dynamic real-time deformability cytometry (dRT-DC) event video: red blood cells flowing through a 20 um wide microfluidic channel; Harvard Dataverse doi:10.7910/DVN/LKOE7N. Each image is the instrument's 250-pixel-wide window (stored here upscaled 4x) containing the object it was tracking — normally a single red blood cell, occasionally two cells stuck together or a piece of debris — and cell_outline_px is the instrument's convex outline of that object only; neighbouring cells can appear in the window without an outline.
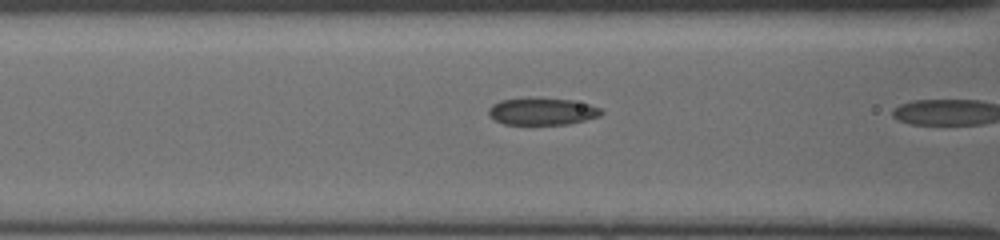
{"species": "common noctule bat (a hibernating species)", "species_latin": "Nyctalus noctula", "temperature_condition": "cold", "stored_images_in_passage": 8, "camera_frame_rate_fps": 3000, "um_per_image_px": 0.085, "animal": {"sex": "female", "body_mass_g": 19.5, "forearm_length_mm": 54.1}, "frame": {"image": 1, "passage_image": 7, "time_ms": 2.0, "image_size_px": [1000, 240], "cell_outline_px": [[604, 112], [600, 116], [568, 124], [504, 124], [488, 116], [488, 108], [492, 104], [500, 100], [572, 100], [588, 104], [600, 108]], "centroid_in_image_um": [46.08, 9.5], "position_along_channel_um": 120.5, "area_um2": 17.11}}